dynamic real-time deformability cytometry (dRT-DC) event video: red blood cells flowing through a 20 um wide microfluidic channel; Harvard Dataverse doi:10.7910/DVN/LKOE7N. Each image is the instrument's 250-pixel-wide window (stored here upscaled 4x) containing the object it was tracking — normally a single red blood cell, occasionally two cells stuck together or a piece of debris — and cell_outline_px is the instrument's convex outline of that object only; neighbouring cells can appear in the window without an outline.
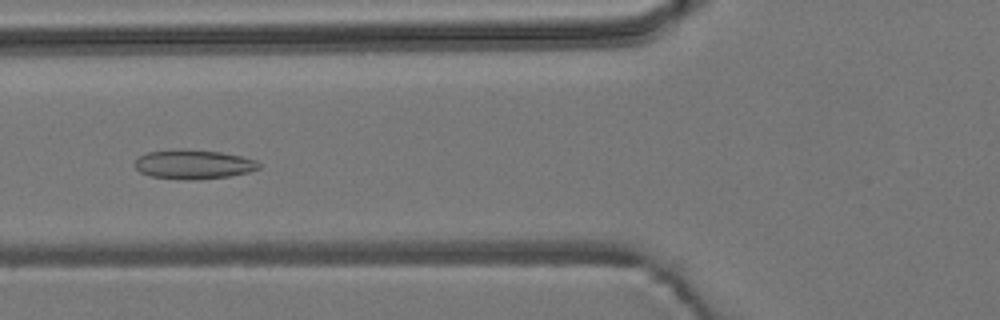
{"species": "common noctule bat (a hibernating species)", "species_latin": "Nyctalus noctula", "temperature_condition": "room temperature", "stored_images_in_passage": 36, "camera_frame_rate_fps": 3000, "um_per_image_px": 0.085, "animal": {"sex": "male", "body_mass_g": 19.2, "forearm_length_mm": 51.8}, "frame": {"image": 1, "passage_image": 7, "time_ms": 2.0, "image_size_px": [1000, 320], "cell_outline_px": [[260, 168], [248, 172], [228, 176], [196, 180], [188, 180], [152, 176], [140, 172], [132, 164], [140, 156], [148, 152], [180, 148], [220, 152], [240, 156], [256, 160], [260, 164]], "centroid_in_image_um": [16.43, 13.96], "position_along_channel_um": 109.4, "area_um2": 21.15}}
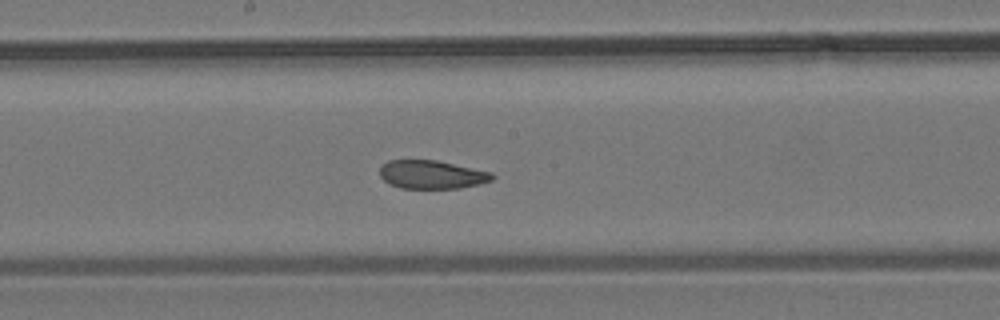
{"frame": {"image": 2, "passage_image": 15, "time_ms": 4.667, "image_size_px": [1000, 320], "cell_outline_px": [[496, 176], [492, 180], [480, 184], [460, 188], [400, 188], [384, 180], [380, 176], [380, 168], [388, 160], [436, 160], [492, 172]], "centroid_in_image_um": [36.73, 14.84], "position_along_channel_um": 211.5, "area_um2": 18.55}}
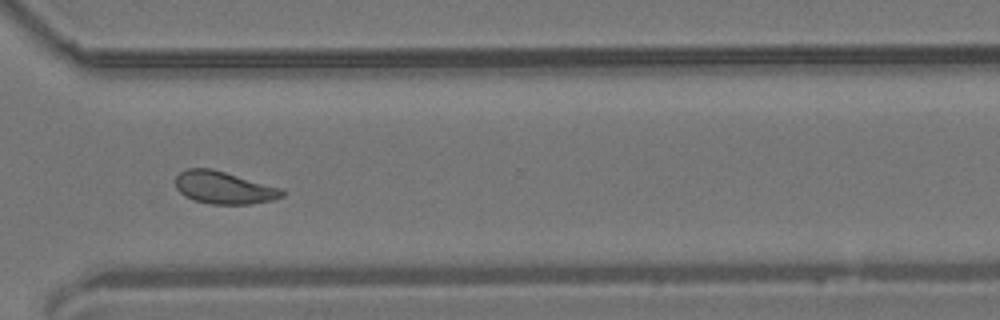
{"frame": {"image": 3, "passage_image": 26, "time_ms": 8.333, "image_size_px": [1000, 320], "cell_outline_px": [[284, 196], [272, 200], [248, 204], [212, 204], [192, 200], [184, 196], [176, 188], [176, 176], [180, 172], [188, 168], [212, 168], [284, 188]], "centroid_in_image_um": [19.05, 15.94], "position_along_channel_um": 351.5, "area_um2": 20.4}, "authors_computed_cell_mechanics": {"area_um2": 20.3167, "velocity_mm_per_s": 3.8336, "shape_relaxation_time_tau1_ms": null, "shape_relaxation_time_tau2_ms": 1.7879, "deformation_change_tau1": null, "deformation_change_tau2": 0.0727}}